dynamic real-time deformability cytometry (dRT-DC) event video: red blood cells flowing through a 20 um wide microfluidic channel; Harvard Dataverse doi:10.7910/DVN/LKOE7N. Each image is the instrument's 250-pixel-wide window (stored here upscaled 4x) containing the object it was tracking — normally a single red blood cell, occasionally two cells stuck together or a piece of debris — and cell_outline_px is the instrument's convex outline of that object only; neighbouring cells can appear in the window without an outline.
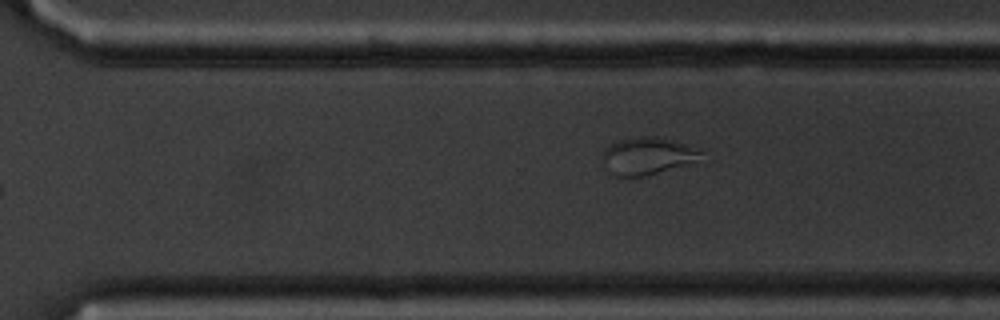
{"species": "common noctule bat (a hibernating species)", "species_latin": "Nyctalus noctula", "temperature_condition": "cold", "stored_images_in_passage": 15, "camera_frame_rate_fps": 3000, "um_per_image_px": 0.085, "animal": {"sex": "male", "body_mass_g": 20.1, "forearm_length_mm": 53.5}, "frame": {"image": 1, "passage_image": 11, "time_ms": 12.333, "image_size_px": [1000, 320], "cell_outline_px": [[704, 152], [696, 164], [644, 176], [612, 176], [604, 160], [604, 148], [620, 140], [640, 136], [656, 136], [672, 140], [700, 148]], "centroid_in_image_um": [55.15, 13.26], "position_along_channel_um": 315.4, "area_um2": 21.68}}